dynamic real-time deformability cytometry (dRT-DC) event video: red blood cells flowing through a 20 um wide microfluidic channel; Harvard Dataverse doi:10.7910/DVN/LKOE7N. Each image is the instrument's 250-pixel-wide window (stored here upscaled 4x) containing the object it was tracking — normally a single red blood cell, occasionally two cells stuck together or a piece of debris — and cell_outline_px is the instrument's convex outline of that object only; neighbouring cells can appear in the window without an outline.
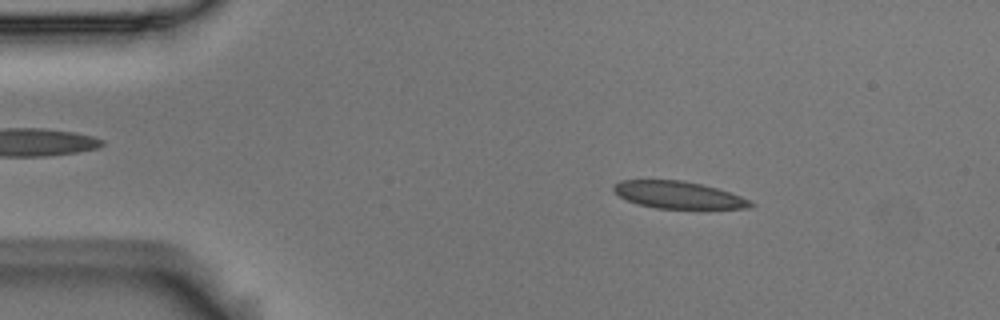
{"species": "Egyptian fruit bat (a non-hibernating species)", "species_latin": "Rousettus aegyptiacus", "temperature_condition": "room temperature", "stored_images_in_passage": 3, "camera_frame_rate_fps": 3000, "um_per_image_px": 0.085, "animal": {"sex": "male"}, "frame": {"image": 1, "passage_image": 1, "time_ms": 0.0, "image_size_px": [1000, 320], "cell_outline_px": [[756, 204], [748, 208], [656, 208], [640, 204], [628, 200], [620, 196], [612, 188], [612, 184], [620, 180], [684, 180], [716, 188], [740, 196]], "centroid_in_image_um": [57.62, 16.56], "position_along_channel_um": 27.4, "area_um2": 21.33}}